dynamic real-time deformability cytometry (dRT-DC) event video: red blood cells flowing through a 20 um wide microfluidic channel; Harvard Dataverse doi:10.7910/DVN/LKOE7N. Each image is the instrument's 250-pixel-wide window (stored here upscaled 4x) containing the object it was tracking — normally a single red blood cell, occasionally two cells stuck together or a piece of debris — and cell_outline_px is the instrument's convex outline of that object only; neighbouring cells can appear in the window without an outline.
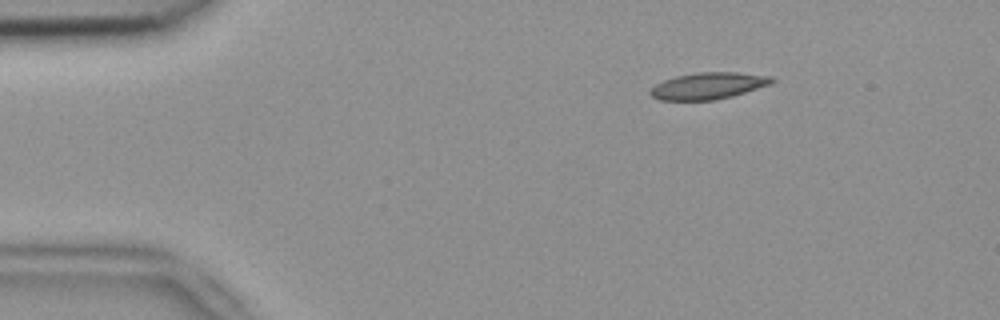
{"species": "common noctule bat (a hibernating species)", "species_latin": "Nyctalus noctula", "temperature_condition": "room temperature", "stored_images_in_passage": 46, "camera_frame_rate_fps": 3000, "um_per_image_px": 0.085, "animal": {"sex": "female", "body_mass_g": 18.4}, "frame": {"image": 1, "passage_image": 1, "time_ms": 0.0, "image_size_px": [1000, 320], "cell_outline_px": [[776, 80], [772, 84], [732, 96], [716, 100], [660, 100], [652, 96], [648, 92], [656, 84], [664, 80], [676, 76], [696, 72], [736, 72], [772, 76]], "centroid_in_image_um": [60.23, 7.29], "position_along_channel_um": 24.8, "area_um2": 18.96}}
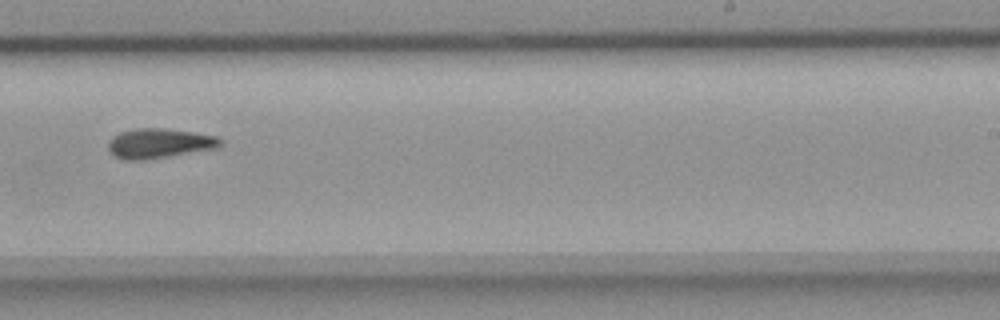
{"frame": {"image": 2, "passage_image": 26, "time_ms": 8.333, "image_size_px": [1000, 320], "cell_outline_px": [[224, 144], [216, 148], [144, 160], [124, 160], [116, 156], [108, 148], [108, 140], [112, 136], [120, 132], [136, 128], [164, 128], [192, 132], [216, 136], [224, 140]], "centroid_in_image_um": [13.54, 12.17], "position_along_channel_um": 275.5, "area_um2": 19.42}}
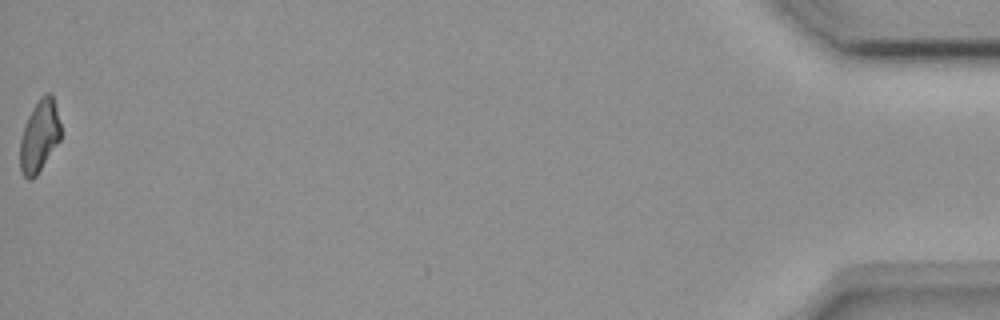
{"frame": {"image": 3, "passage_image": 46, "time_ms": 15.0, "image_size_px": [1000, 320], "cell_outline_px": [[60, 140], [36, 176], [32, 180], [28, 180], [20, 172], [20, 140], [24, 124], [32, 108], [40, 96], [44, 92], [52, 92], [60, 124]], "centroid_in_image_um": [3.33, 11.55], "position_along_channel_um": 431.9, "area_um2": 17.22}, "authors_computed_cell_mechanics": {"area_um2": 18.7561, "velocity_mm_per_s": 3.8313, "shape_relaxation_time_tau1_ms": null, "shape_relaxation_time_tau2_ms": 11.1095, "deformation_change_tau1": null, "deformation_change_tau2": 0.2144}}